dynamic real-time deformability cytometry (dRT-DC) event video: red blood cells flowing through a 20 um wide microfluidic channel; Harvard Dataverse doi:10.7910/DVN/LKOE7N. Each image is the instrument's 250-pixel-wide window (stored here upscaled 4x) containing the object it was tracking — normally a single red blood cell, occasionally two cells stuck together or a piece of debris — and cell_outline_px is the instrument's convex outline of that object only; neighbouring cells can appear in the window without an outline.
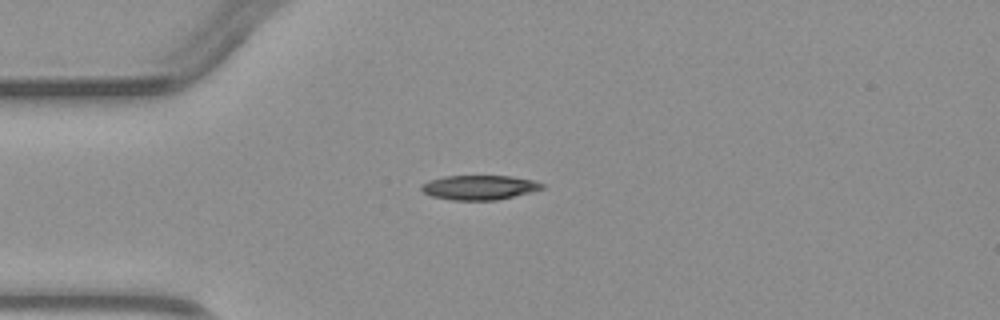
{"species": "common noctule bat (a hibernating species)", "species_latin": "Nyctalus noctula", "temperature_condition": "warm", "stored_images_in_passage": 1, "camera_frame_rate_fps": 3000, "um_per_image_px": 0.085, "animal": {"sex": "male", "body_mass_g": 23.1, "forearm_length_mm": 52.7}, "frame": {"image": 1, "passage_image": 1, "time_ms": 0.0, "image_size_px": [1000, 320], "cell_outline_px": [[544, 188], [496, 200], [452, 200], [432, 196], [424, 192], [420, 188], [420, 184], [444, 176], [508, 176], [532, 180], [544, 184]], "centroid_in_image_um": [40.7, 15.93], "position_along_channel_um": 44.3, "area_um2": 16.94}}